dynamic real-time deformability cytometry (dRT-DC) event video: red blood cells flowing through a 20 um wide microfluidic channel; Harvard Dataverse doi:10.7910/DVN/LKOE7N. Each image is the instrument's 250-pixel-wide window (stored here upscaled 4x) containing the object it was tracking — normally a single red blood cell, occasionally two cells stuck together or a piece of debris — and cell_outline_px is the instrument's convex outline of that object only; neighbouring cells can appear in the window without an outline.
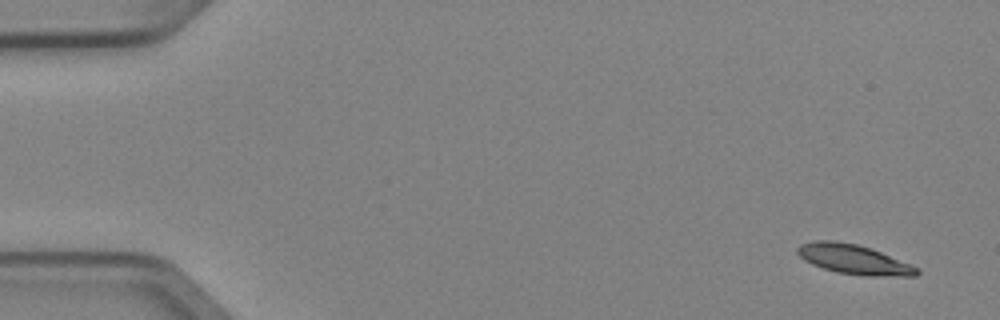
{"species": "Egyptian fruit bat (a non-hibernating species)", "species_latin": "Rousettus aegyptiacus", "temperature_condition": "cold", "stored_images_in_passage": 6, "camera_frame_rate_fps": 3000, "um_per_image_px": 0.085, "animal": {"sex": "female"}, "frame": {"image": 1, "passage_image": 1, "time_ms": 0.0, "image_size_px": [1000, 320], "cell_outline_px": [[920, 272], [916, 276], [864, 276], [836, 272], [812, 264], [804, 260], [796, 252], [796, 248], [800, 244], [816, 240], [836, 240], [856, 244], [880, 252], [912, 264], [920, 268]], "centroid_in_image_um": [72.58, 22.05], "position_along_channel_um": 12.4, "area_um2": 20.69}}
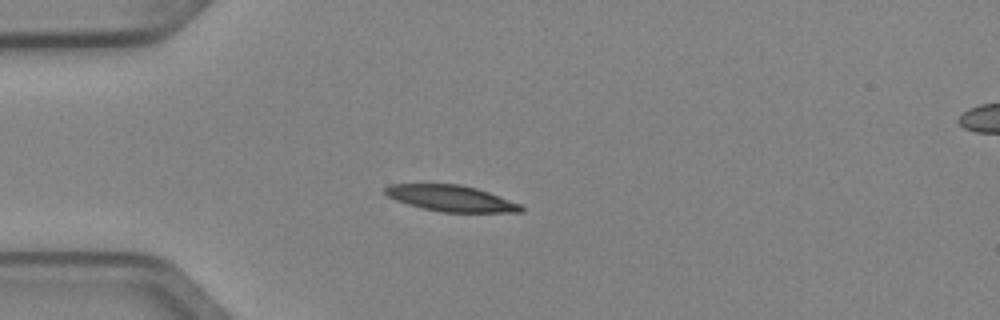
{"frame": {"image": 2, "passage_image": 4, "time_ms": 1.0, "image_size_px": [1000, 320], "cell_outline_px": [[524, 212], [440, 212], [408, 204], [396, 200], [388, 196], [384, 192], [384, 188], [388, 184], [460, 184], [476, 188], [488, 192], [520, 204], [524, 208]], "centroid_in_image_um": [38.33, 16.86], "position_along_channel_um": 46.7, "area_um2": 20.52}}
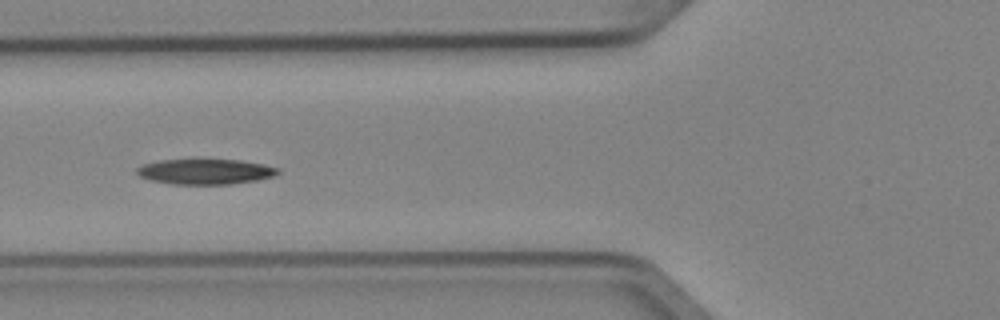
{"frame": {"image": 3, "passage_image": 6, "time_ms": 1.667, "image_size_px": [1000, 320], "cell_outline_px": [[280, 172], [276, 176], [256, 180], [232, 184], [172, 184], [152, 180], [140, 176], [136, 172], [136, 168], [144, 164], [160, 160], [192, 156], [196, 156], [240, 160], [264, 164], [280, 168]], "centroid_in_image_um": [17.47, 14.53], "position_along_channel_um": 108.3, "area_um2": 21.96}}